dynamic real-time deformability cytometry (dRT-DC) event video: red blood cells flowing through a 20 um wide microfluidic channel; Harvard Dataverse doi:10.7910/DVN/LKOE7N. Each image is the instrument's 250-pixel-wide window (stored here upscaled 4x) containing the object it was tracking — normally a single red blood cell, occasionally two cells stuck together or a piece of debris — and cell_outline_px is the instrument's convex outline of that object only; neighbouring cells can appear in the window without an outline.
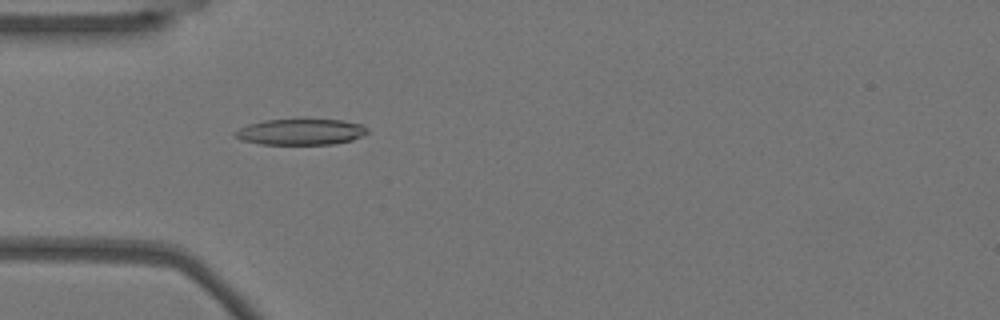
{"species": "Egyptian fruit bat (a non-hibernating species)", "species_latin": "Rousettus aegyptiacus", "temperature_condition": "warm", "stored_images_in_passage": 44, "camera_frame_rate_fps": 3000, "um_per_image_px": 0.085, "animal": {"sex": "female"}, "frame": {"image": 1, "passage_image": 13, "time_ms": 4.0, "image_size_px": [1000, 320], "cell_outline_px": [[368, 132], [352, 140], [332, 144], [260, 144], [240, 140], [232, 132], [248, 124], [264, 120], [344, 120], [360, 124], [368, 128]], "centroid_in_image_um": [25.53, 11.21], "position_along_channel_um": 59.5, "area_um2": 19.88}}
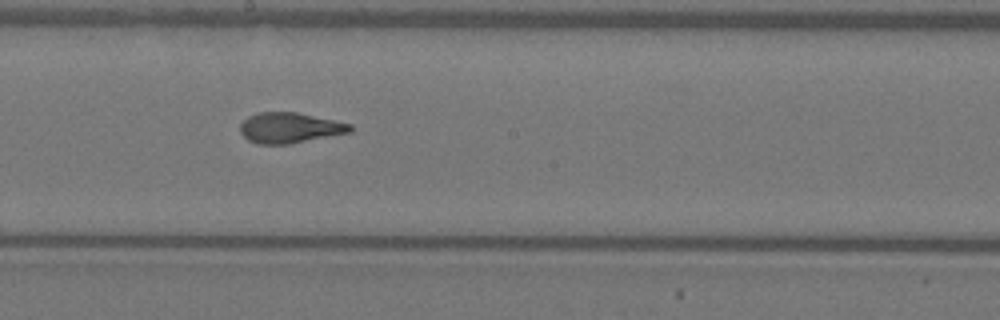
{"frame": {"image": 2, "passage_image": 26, "time_ms": 8.333, "image_size_px": [1000, 320], "cell_outline_px": [[352, 132], [288, 144], [256, 144], [248, 140], [240, 132], [240, 124], [248, 116], [256, 112], [296, 112], [352, 124]], "centroid_in_image_um": [24.6, 10.86], "position_along_channel_um": 223.6, "area_um2": 19.54}}
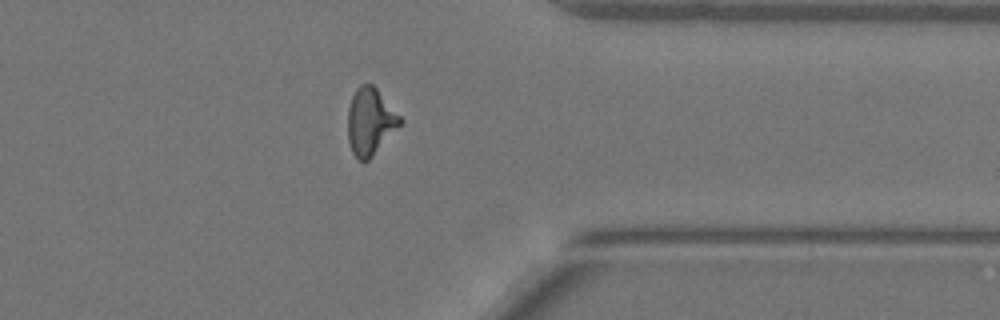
{"frame": {"image": 3, "passage_image": 39, "time_ms": 12.667, "image_size_px": [1000, 320], "cell_outline_px": [[404, 120], [372, 156], [368, 160], [360, 160], [352, 152], [348, 140], [348, 108], [352, 96], [356, 88], [360, 84], [372, 84], [376, 88]], "centroid_in_image_um": [31.46, 10.3], "position_along_channel_um": 379.9, "area_um2": 20.06}, "authors_computed_cell_mechanics": {"area_um2": 19.941, "velocity_mm_per_s": 3.8223, "shape_relaxation_time_tau1_ms": 7.1568, "shape_relaxation_time_tau2_ms": 1.0847, "deformation_change_tau1": 0.2513, "deformation_change_tau2": 0.0935}}